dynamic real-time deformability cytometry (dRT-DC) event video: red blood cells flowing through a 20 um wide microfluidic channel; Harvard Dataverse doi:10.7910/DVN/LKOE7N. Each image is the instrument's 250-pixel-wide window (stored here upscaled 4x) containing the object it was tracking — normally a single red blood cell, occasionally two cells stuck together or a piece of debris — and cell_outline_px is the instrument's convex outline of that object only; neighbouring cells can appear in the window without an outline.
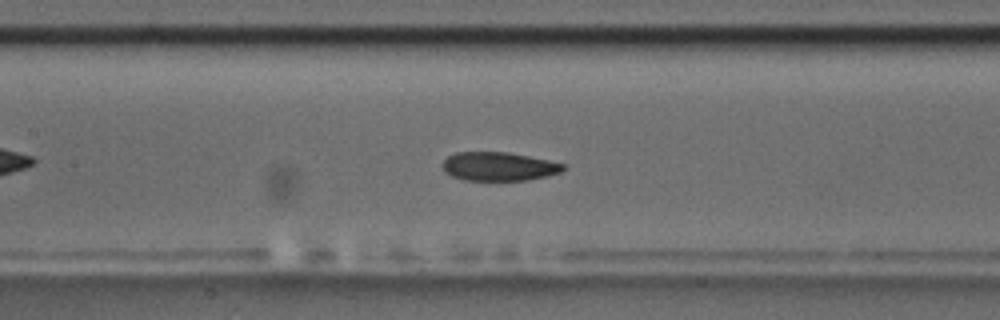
{"species": "common noctule bat (a hibernating species)", "species_latin": "Nyctalus noctula", "temperature_condition": "room temperature", "stored_images_in_passage": 50, "camera_frame_rate_fps": 3000, "um_per_image_px": 0.085, "animal": {"sex": "male", "body_mass_g": 17.5, "forearm_length_mm": 52.3}, "frame": {"image": 1, "passage_image": 19, "time_ms": 6.0, "image_size_px": [1000, 320], "cell_outline_px": [[568, 164], [560, 172], [548, 176], [528, 180], [464, 180], [452, 176], [444, 172], [444, 160], [448, 156], [456, 152], [508, 152]], "centroid_in_image_um": [42.42, 14.15], "position_along_channel_um": 165.0, "area_um2": 20.17}}
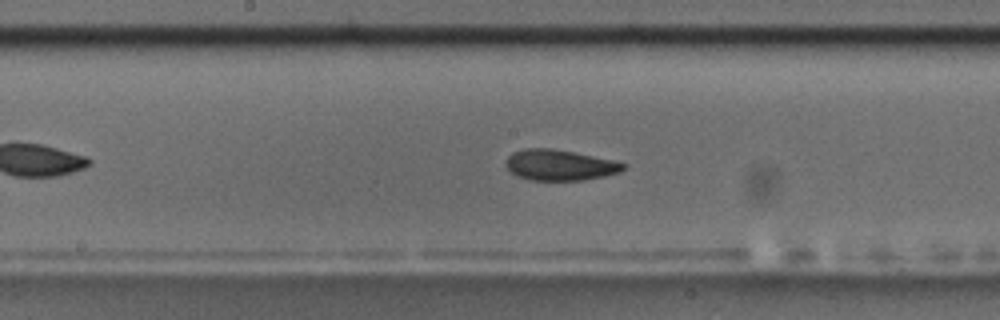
{"frame": {"image": 2, "passage_image": 22, "time_ms": 7.0, "image_size_px": [1000, 320], "cell_outline_px": [[628, 164], [620, 172], [604, 176], [584, 180], [532, 180], [516, 176], [504, 164], [504, 160], [512, 152], [524, 148], [552, 148], [612, 160]], "centroid_in_image_um": [47.54, 14.03], "position_along_channel_um": 200.7, "area_um2": 21.04}}
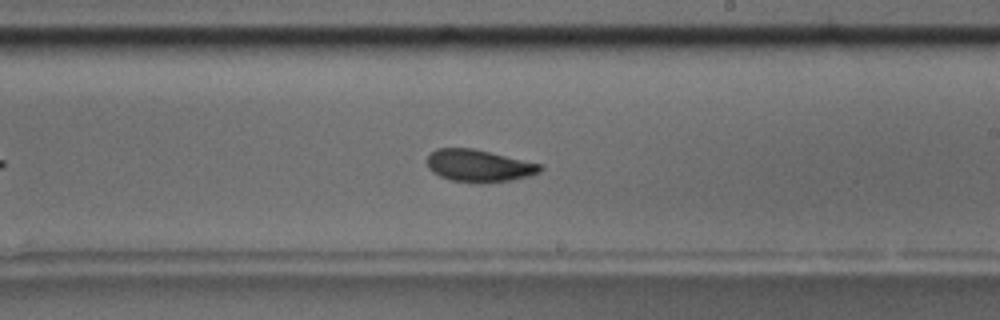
{"frame": {"image": 3, "passage_image": 26, "time_ms": 8.333, "image_size_px": [1000, 320], "cell_outline_px": [[544, 168], [540, 172], [528, 176], [512, 180], [480, 184], [452, 180], [440, 176], [432, 172], [428, 168], [424, 160], [436, 148], [472, 148], [540, 164]], "centroid_in_image_um": [40.66, 14.1], "position_along_channel_um": 248.3, "area_um2": 21.33}, "authors_computed_cell_mechanics": {"area_um2": 21.097, "velocity_mm_per_s": 3.5918, "shape_relaxation_time_tau1_ms": 6.4329, "shape_relaxation_time_tau2_ms": 2.4833, "deformation_change_tau1": 0.1378, "deformation_change_tau2": 0.063}}